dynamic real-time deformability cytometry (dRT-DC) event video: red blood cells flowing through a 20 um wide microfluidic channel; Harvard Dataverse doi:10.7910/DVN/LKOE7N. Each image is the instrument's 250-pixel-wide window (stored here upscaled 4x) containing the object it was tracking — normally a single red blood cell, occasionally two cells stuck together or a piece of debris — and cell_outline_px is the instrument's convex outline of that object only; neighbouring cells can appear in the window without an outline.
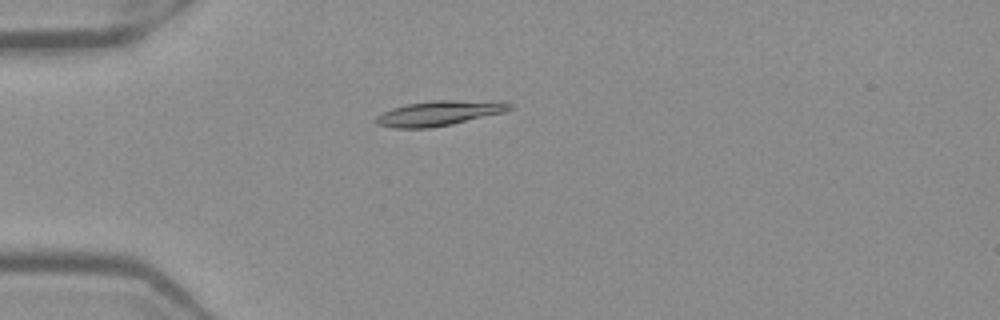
{"species": "Egyptian fruit bat (a non-hibernating species)", "species_latin": "Rousettus aegyptiacus", "temperature_condition": "warm", "stored_images_in_passage": 52, "camera_frame_rate_fps": 3000, "um_per_image_px": 0.085, "frame": {"image": 1, "passage_image": 15, "time_ms": 4.667, "image_size_px": [1000, 320], "cell_outline_px": [[516, 104], [512, 108], [504, 112], [452, 124], [428, 128], [392, 128], [376, 124], [372, 120], [376, 116], [392, 108], [408, 104], [432, 100], [500, 100]], "centroid_in_image_um": [37.37, 9.61], "position_along_channel_um": 47.6, "area_um2": 19.77}}
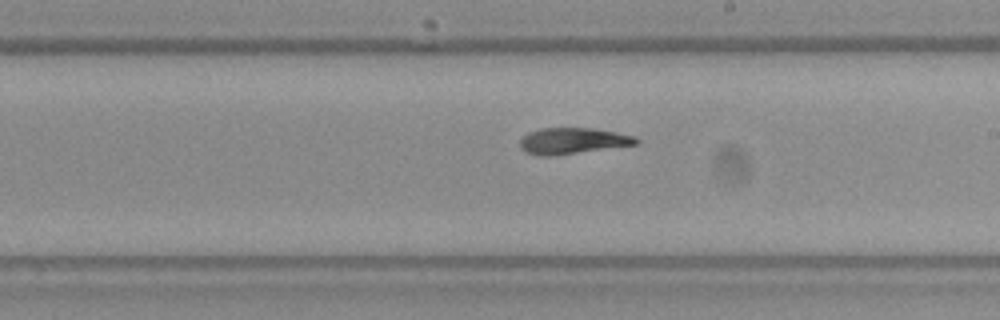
{"frame": {"image": 2, "passage_image": 31, "time_ms": 10.0, "image_size_px": [1000, 320], "cell_outline_px": [[640, 144], [552, 156], [536, 156], [524, 152], [520, 148], [520, 140], [528, 132], [540, 128], [592, 128], [616, 132], [636, 136], [640, 140]], "centroid_in_image_um": [48.68, 11.98], "position_along_channel_um": 240.3, "area_um2": 17.98}}
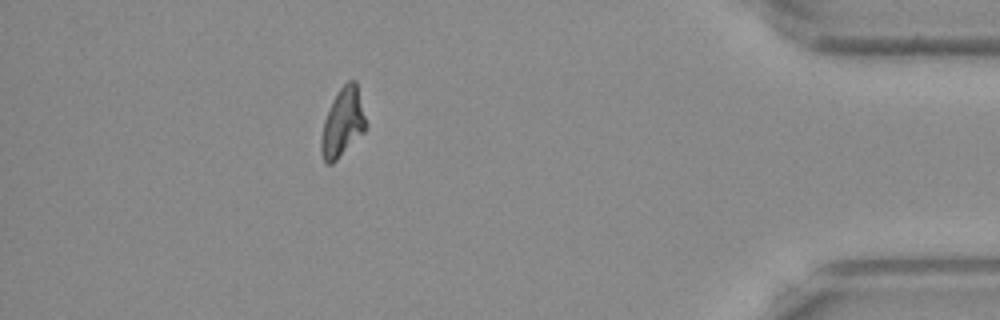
{"frame": {"image": 3, "passage_image": 47, "time_ms": 15.333, "image_size_px": [1000, 320], "cell_outline_px": [[368, 124], [364, 132], [332, 164], [328, 164], [324, 160], [320, 152], [320, 140], [324, 120], [332, 100], [336, 92], [348, 80], [356, 80]], "centroid_in_image_um": [29.14, 10.4], "position_along_channel_um": 406.1, "area_um2": 18.03}, "authors_computed_cell_mechanics": {"area_um2": 18.2937, "velocity_mm_per_s": 3.9579, "shape_relaxation_time_tau1_ms": null, "shape_relaxation_time_tau2_ms": 3.5503, "deformation_change_tau1": null, "deformation_change_tau2": 0.0942}}